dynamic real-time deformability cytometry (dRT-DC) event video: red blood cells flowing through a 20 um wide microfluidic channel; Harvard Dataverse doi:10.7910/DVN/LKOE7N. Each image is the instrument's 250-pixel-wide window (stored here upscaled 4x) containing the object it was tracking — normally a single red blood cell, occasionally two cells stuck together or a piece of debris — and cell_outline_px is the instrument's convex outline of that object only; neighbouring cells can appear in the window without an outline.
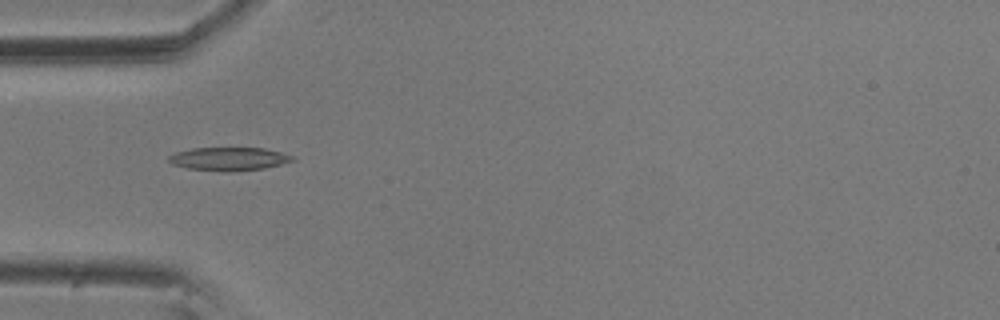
{"species": "common noctule bat (a hibernating species)", "species_latin": "Nyctalus noctula", "temperature_condition": "room temperature", "stored_images_in_passage": 6, "camera_frame_rate_fps": 3000, "um_per_image_px": 0.085, "animal": {"sex": "male", "body_mass_g": 20.5, "forearm_length_mm": 52.5}, "frame": {"image": 1, "passage_image": 5, "time_ms": 1.333, "image_size_px": [1000, 320], "cell_outline_px": [[296, 160], [264, 168], [228, 172], [224, 172], [188, 168], [172, 164], [168, 160], [168, 156], [176, 152], [192, 148], [264, 148], [280, 152], [292, 156]], "centroid_in_image_um": [19.43, 13.5], "position_along_channel_um": 65.6, "area_um2": 16.7}}
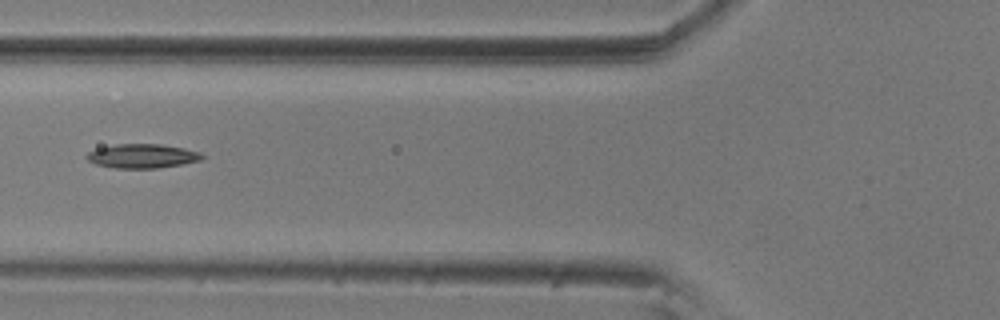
{"frame": {"image": 2, "passage_image": 6, "time_ms": 1.667, "image_size_px": [1000, 320], "cell_outline_px": [[208, 156], [200, 160], [180, 164], [156, 168], [116, 168], [96, 164], [88, 160], [84, 156], [88, 152], [96, 148], [116, 144], [160, 144], [184, 148], [200, 152]], "centroid_in_image_um": [12.09, 13.25], "position_along_channel_um": 113.7, "area_um2": 16.24}}